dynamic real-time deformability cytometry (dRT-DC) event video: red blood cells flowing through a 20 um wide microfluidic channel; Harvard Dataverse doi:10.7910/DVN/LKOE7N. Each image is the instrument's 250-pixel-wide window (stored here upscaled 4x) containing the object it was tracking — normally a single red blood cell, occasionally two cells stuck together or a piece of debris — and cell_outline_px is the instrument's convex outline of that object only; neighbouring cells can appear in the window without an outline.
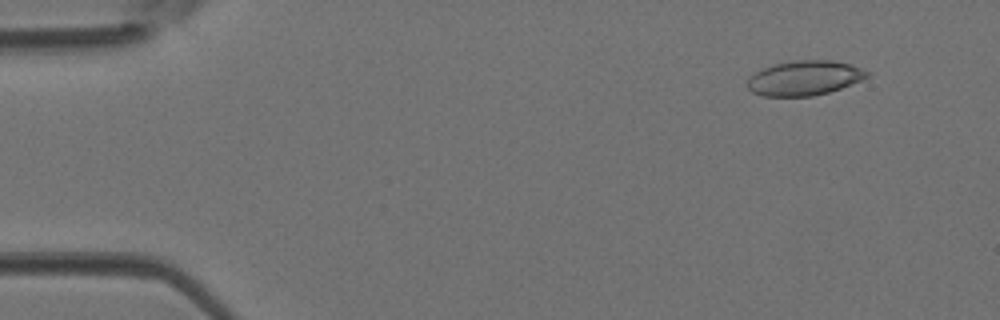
{"species": "Egyptian fruit bat (a non-hibernating species)", "species_latin": "Rousettus aegyptiacus", "temperature_condition": "room temperature", "stored_images_in_passage": 44, "camera_frame_rate_fps": 3000, "um_per_image_px": 0.085, "animal": {"sex": "female"}, "frame": {"image": 1, "passage_image": 4, "time_ms": 1.0, "image_size_px": [1000, 320], "cell_outline_px": [[872, 72], [868, 76], [860, 80], [840, 88], [828, 92], [812, 96], [760, 96], [752, 92], [748, 88], [748, 80], [756, 72], [764, 68], [776, 64], [792, 60], [832, 60], [848, 64]], "centroid_in_image_um": [68.38, 6.63], "position_along_channel_um": 16.6, "area_um2": 23.93}}
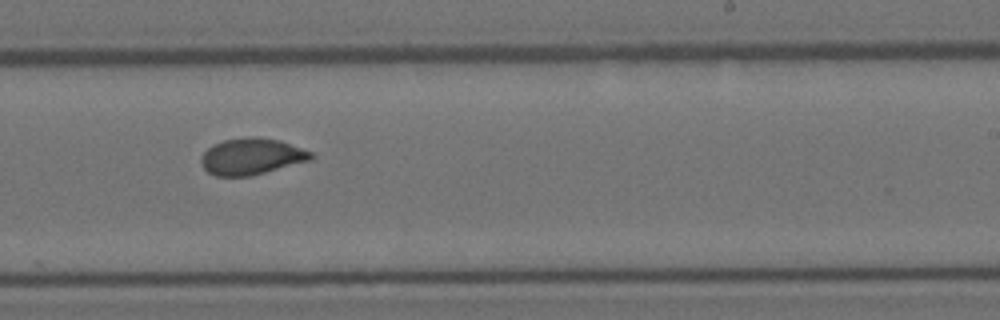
{"frame": {"image": 2, "passage_image": 27, "time_ms": 8.667, "image_size_px": [1000, 320], "cell_outline_px": [[312, 160], [248, 176], [216, 176], [208, 172], [200, 164], [200, 156], [212, 144], [224, 140], [244, 136], [256, 136], [280, 140], [312, 152]], "centroid_in_image_um": [21.34, 13.28], "position_along_channel_um": 267.7, "area_um2": 23.41}}
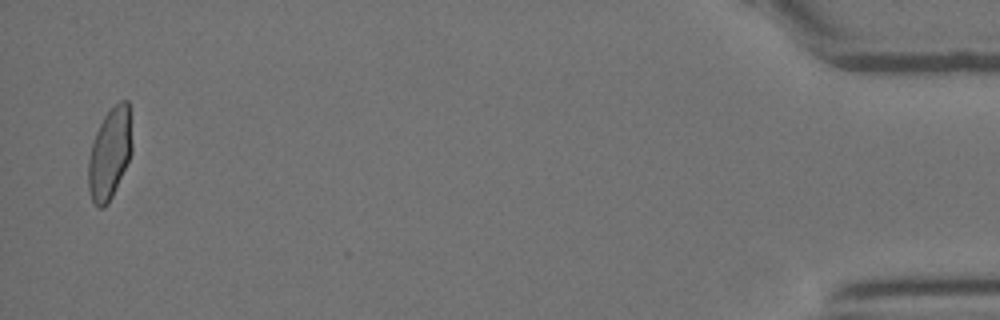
{"frame": {"image": 3, "passage_image": 43, "time_ms": 14.0, "image_size_px": [1000, 320], "cell_outline_px": [[132, 152], [112, 196], [108, 204], [104, 208], [100, 208], [92, 200], [88, 188], [88, 160], [92, 144], [96, 132], [104, 116], [120, 100], [128, 100], [132, 144]], "centroid_in_image_um": [9.32, 13.06], "position_along_channel_um": 425.9, "area_um2": 22.95}}